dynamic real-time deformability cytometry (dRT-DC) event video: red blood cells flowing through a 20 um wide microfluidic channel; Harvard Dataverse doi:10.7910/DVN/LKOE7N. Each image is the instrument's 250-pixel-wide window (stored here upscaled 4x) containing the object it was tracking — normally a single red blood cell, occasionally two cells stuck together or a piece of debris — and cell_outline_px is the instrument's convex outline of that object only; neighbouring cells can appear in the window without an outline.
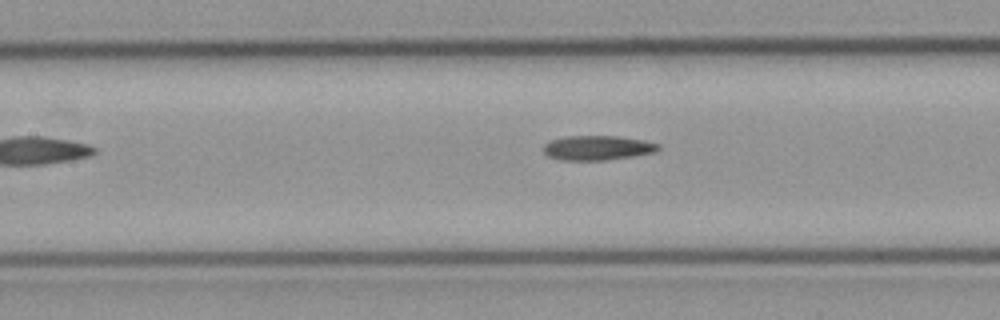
{"species": "common noctule bat (a hibernating species)", "species_latin": "Nyctalus noctula", "temperature_condition": "cold", "stored_images_in_passage": 7, "camera_frame_rate_fps": 3000, "um_per_image_px": 0.085, "animal": {"sex": "male", "body_mass_g": 23.1, "forearm_length_mm": 52.7}, "frame": {"image": 1, "passage_image": 7, "time_ms": 2.0, "image_size_px": [1000, 320], "cell_outline_px": [[660, 148], [656, 152], [632, 156], [604, 160], [560, 160], [548, 156], [544, 152], [544, 144], [552, 140], [568, 136], [616, 136], [644, 140], [660, 144]], "centroid_in_image_um": [50.8, 12.56], "position_along_channel_um": 156.6, "area_um2": 16.36}}